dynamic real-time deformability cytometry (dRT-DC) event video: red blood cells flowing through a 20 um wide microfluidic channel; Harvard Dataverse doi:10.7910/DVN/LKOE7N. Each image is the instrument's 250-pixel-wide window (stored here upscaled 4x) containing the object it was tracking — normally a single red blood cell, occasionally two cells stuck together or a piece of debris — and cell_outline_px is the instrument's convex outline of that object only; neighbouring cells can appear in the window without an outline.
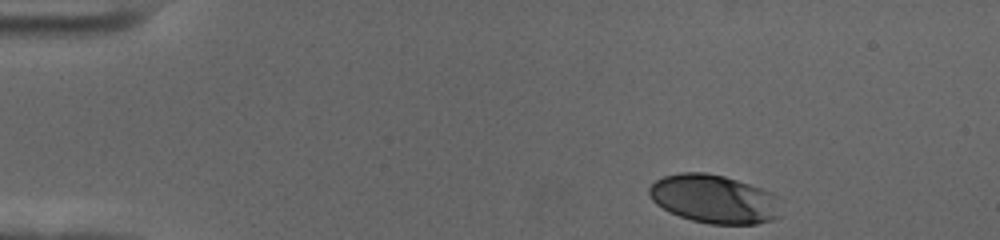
{"species": "human", "species_latin": "Homo sapiens", "temperature_condition": "cold", "stored_images_in_passage": 41, "camera_frame_rate_fps": 3000, "um_per_image_px": 0.085, "donor": {"sex": "female"}, "frame": {"image": 1, "passage_image": 1, "time_ms": 0.0, "image_size_px": [1000, 240], "cell_outline_px": [[780, 216], [772, 220], [756, 224], [708, 224], [692, 220], [680, 216], [656, 204], [652, 200], [648, 192], [648, 188], [656, 180], [664, 176], [680, 172], [704, 172], [724, 176], [772, 192], [776, 196]], "centroid_in_image_um": [60.68, 16.91], "position_along_channel_um": 24.3, "area_um2": 37.05}}
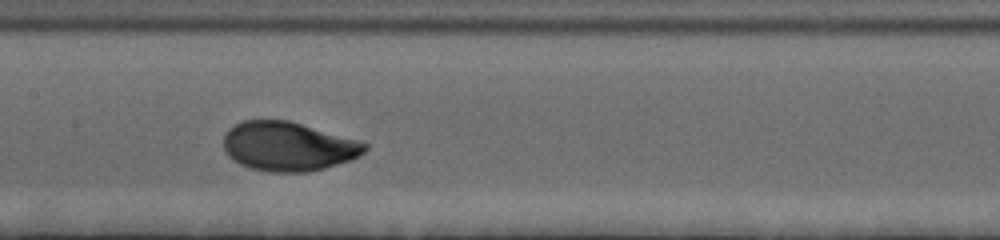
{"frame": {"image": 2, "passage_image": 22, "time_ms": 7.0, "image_size_px": [1000, 240], "cell_outline_px": [[368, 148], [360, 156], [352, 160], [324, 168], [308, 172], [268, 172], [252, 168], [240, 164], [228, 156], [224, 148], [224, 136], [228, 128], [244, 120], [288, 120], [356, 140], [368, 144]], "centroid_in_image_um": [24.49, 12.45], "position_along_channel_um": 182.9, "area_um2": 40.29}}
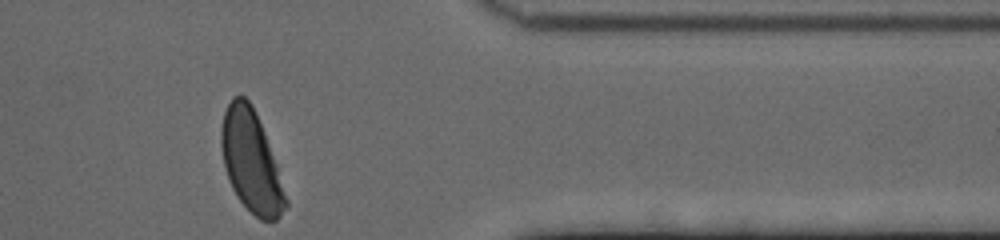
{"frame": {"image": 3, "passage_image": 41, "time_ms": 13.333, "image_size_px": [1000, 240], "cell_outline_px": [[288, 204], [280, 216], [276, 220], [260, 220], [240, 200], [232, 188], [224, 168], [220, 144], [220, 128], [224, 112], [232, 96], [244, 96], [252, 104], [264, 132], [276, 164], [288, 200]], "centroid_in_image_um": [21.32, 13.7], "position_along_channel_um": 390.1, "area_um2": 37.8}, "authors_computed_cell_mechanics": {"area_um2": 40.0554, "velocity_mm_per_s": 3.5158, "shape_relaxation_time_tau1_ms": 2.9913, "shape_relaxation_time_tau2_ms": null, "deformation_change_tau1": 0.1647, "deformation_change_tau2": null}}